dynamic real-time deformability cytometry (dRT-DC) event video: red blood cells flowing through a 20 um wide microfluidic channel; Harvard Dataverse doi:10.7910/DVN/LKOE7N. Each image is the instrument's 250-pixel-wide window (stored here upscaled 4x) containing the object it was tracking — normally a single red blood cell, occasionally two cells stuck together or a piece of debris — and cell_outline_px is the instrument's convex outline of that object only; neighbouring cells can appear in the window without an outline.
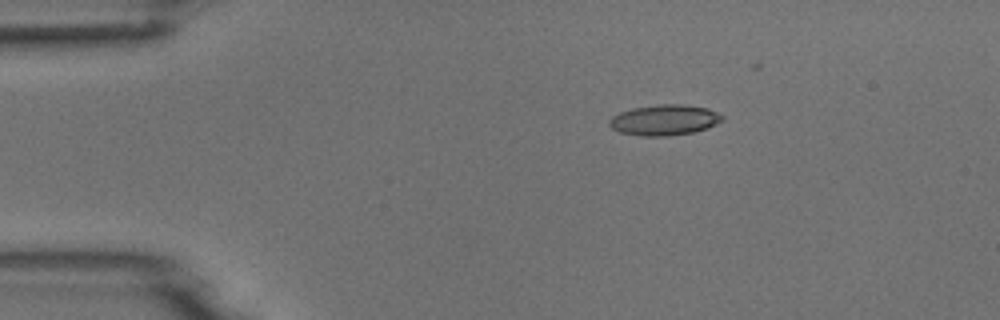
{"species": "common noctule bat (a hibernating species)", "species_latin": "Nyctalus noctula", "temperature_condition": "room temperature", "stored_images_in_passage": 5, "camera_frame_rate_fps": 3000, "um_per_image_px": 0.085, "animal": {"sex": "male", "body_mass_g": 18.8}, "frame": {"image": 1, "passage_image": 3, "time_ms": 2.333, "image_size_px": [1000, 320], "cell_outline_px": [[724, 120], [708, 128], [692, 132], [668, 136], [644, 136], [620, 132], [612, 128], [608, 124], [608, 120], [612, 116], [620, 112], [632, 108], [656, 104], [684, 104], [708, 108], [724, 116]], "centroid_in_image_um": [56.48, 10.19], "position_along_channel_um": 28.5, "area_um2": 20.29}}